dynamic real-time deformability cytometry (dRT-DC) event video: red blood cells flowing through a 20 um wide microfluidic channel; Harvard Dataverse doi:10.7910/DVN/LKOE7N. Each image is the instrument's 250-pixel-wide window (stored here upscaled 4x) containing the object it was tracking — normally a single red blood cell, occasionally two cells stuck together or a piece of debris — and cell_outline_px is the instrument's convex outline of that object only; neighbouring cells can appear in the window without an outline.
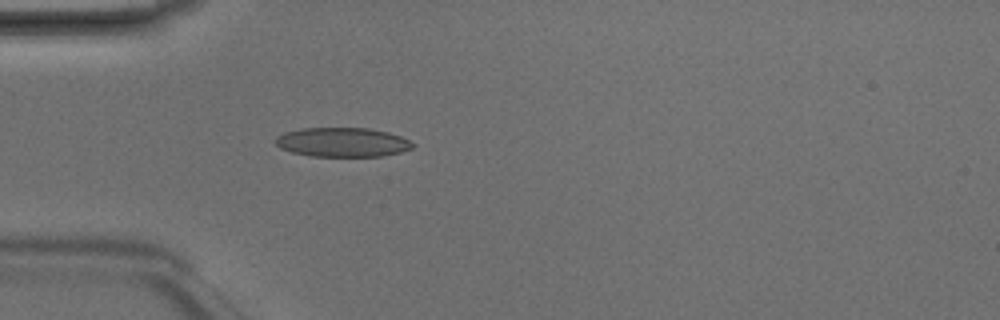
{"species": "Egyptian fruit bat (a non-hibernating species)", "species_latin": "Rousettus aegyptiacus", "temperature_condition": "room temperature", "stored_images_in_passage": 3, "camera_frame_rate_fps": 3000, "um_per_image_px": 0.085, "animal": {"sex": "male"}, "frame": {"image": 1, "passage_image": 3, "time_ms": 0.667, "image_size_px": [1000, 320], "cell_outline_px": [[416, 144], [412, 148], [400, 152], [380, 156], [312, 156], [292, 152], [280, 148], [272, 140], [276, 136], [284, 132], [300, 128], [368, 128], [388, 132], [400, 136]], "centroid_in_image_um": [29.07, 12.08], "position_along_channel_um": 55.9, "area_um2": 23.47}}